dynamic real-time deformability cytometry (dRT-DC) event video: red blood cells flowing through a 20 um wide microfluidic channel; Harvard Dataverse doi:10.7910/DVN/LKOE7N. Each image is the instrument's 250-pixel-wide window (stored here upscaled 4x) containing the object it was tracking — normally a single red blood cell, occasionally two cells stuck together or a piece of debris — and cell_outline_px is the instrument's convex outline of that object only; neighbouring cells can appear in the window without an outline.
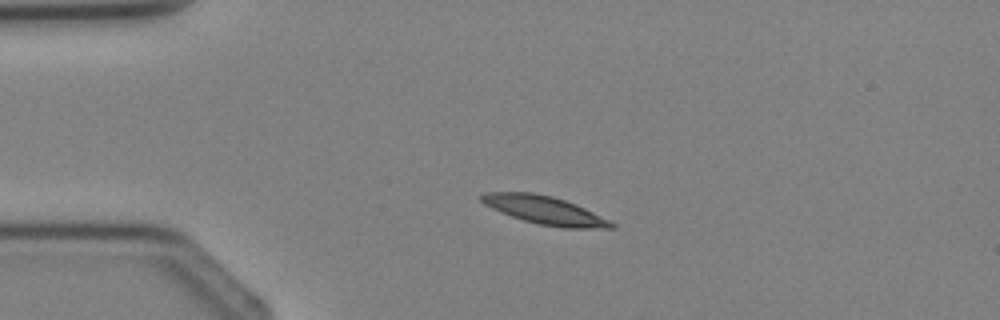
{"species": "Egyptian fruit bat (a non-hibernating species)", "species_latin": "Rousettus aegyptiacus", "temperature_condition": "cold", "stored_images_in_passage": 3, "camera_frame_rate_fps": 3000, "um_per_image_px": 0.085, "animal": {"sex": "female"}, "frame": {"image": 1, "passage_image": 1, "time_ms": 0.0, "image_size_px": [1000, 320], "cell_outline_px": [[616, 228], [564, 228], [540, 224], [524, 220], [500, 212], [484, 204], [476, 196], [484, 192], [532, 192], [552, 196], [576, 204], [616, 224]], "centroid_in_image_um": [46.25, 17.85], "position_along_channel_um": 38.8, "area_um2": 21.21}}
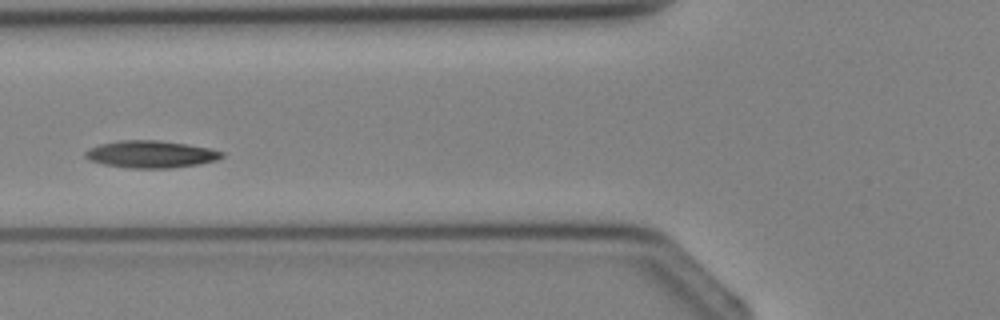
{"frame": {"image": 2, "passage_image": 3, "time_ms": 2.0, "image_size_px": [1000, 320], "cell_outline_px": [[224, 156], [216, 160], [196, 164], [172, 168], [128, 168], [104, 164], [88, 160], [84, 156], [84, 152], [88, 148], [100, 144], [120, 140], [160, 140], [188, 144], [208, 148], [224, 152]], "centroid_in_image_um": [12.79, 13.1], "position_along_channel_um": 113.0, "area_um2": 21.68}}